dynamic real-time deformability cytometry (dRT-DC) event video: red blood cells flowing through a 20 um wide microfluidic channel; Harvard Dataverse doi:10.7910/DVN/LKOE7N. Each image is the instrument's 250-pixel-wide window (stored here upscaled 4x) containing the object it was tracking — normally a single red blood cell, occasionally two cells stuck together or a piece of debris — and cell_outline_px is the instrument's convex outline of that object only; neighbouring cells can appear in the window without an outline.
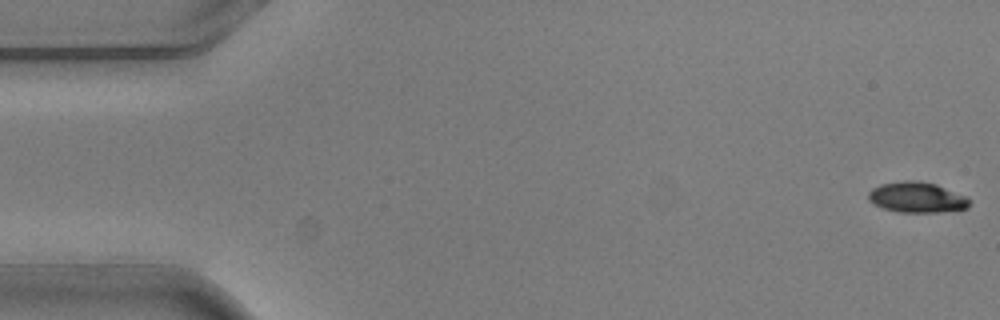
{"species": "common noctule bat (a hibernating species)", "species_latin": "Nyctalus noctula", "temperature_condition": "warm", "stored_images_in_passage": 5, "camera_frame_rate_fps": 3000, "um_per_image_px": 0.085, "animal": {"sex": "male", "body_mass_g": 20.5, "forearm_length_mm": 52.5}, "frame": {"image": 1, "passage_image": 1, "time_ms": 0.0, "image_size_px": [1000, 320], "cell_outline_px": [[968, 208], [936, 212], [896, 212], [872, 204], [868, 200], [868, 192], [872, 188], [880, 184], [904, 180], [916, 180], [936, 184], [964, 196], [968, 200]], "centroid_in_image_um": [77.85, 16.77], "position_along_channel_um": 7.1, "area_um2": 17.86}}
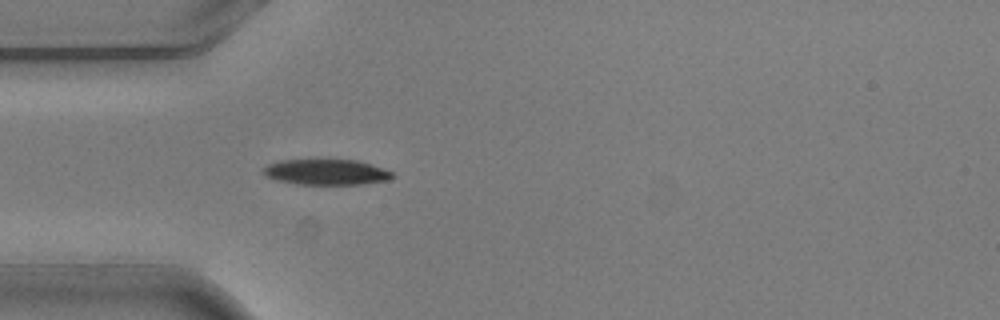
{"frame": {"image": 2, "passage_image": 5, "time_ms": 1.333, "image_size_px": [1000, 320], "cell_outline_px": [[396, 176], [388, 180], [360, 184], [296, 184], [276, 180], [260, 172], [260, 168], [268, 164], [280, 160], [356, 160], [372, 164], [392, 172]], "centroid_in_image_um": [27.7, 14.62], "position_along_channel_um": 57.3, "area_um2": 19.31}}